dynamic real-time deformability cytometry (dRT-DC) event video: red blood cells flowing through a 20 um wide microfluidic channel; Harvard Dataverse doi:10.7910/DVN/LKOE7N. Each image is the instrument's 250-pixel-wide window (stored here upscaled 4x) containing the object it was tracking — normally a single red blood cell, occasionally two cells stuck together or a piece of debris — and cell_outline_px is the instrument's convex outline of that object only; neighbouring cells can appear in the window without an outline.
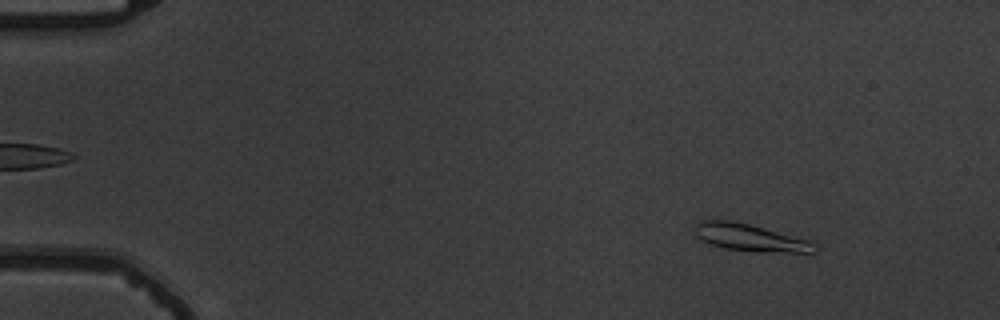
{"species": "common noctule bat (a hibernating species)", "species_latin": "Nyctalus noctula", "temperature_condition": "warm", "stored_images_in_passage": 56, "camera_frame_rate_fps": 3000, "um_per_image_px": 0.085, "animal": {"sex": "male", "body_mass_g": 19.5, "forearm_length_mm": 54.6}, "frame": {"image": 1, "passage_image": 7, "time_ms": 2.0, "image_size_px": [1000, 320], "cell_outline_px": [[816, 252], [756, 252], [724, 248], [700, 240], [696, 236], [692, 228], [700, 220], [728, 220], [748, 224], [812, 240], [816, 248]], "centroid_in_image_um": [63.73, 20.2], "position_along_channel_um": 21.3, "area_um2": 19.07}}
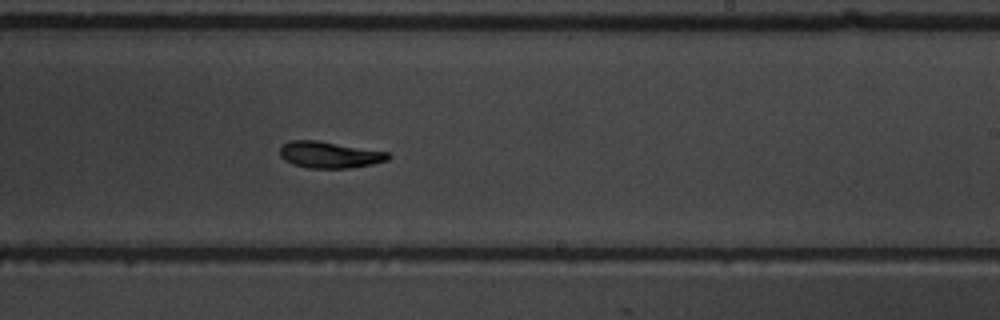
{"frame": {"image": 2, "passage_image": 35, "time_ms": 11.333, "image_size_px": [1000, 320], "cell_outline_px": [[392, 156], [388, 160], [372, 164], [348, 168], [308, 168], [292, 164], [284, 160], [280, 156], [280, 148], [288, 140], [316, 140], [388, 152]], "centroid_in_image_um": [27.99, 13.16], "position_along_channel_um": 261.0, "area_um2": 16.7}}
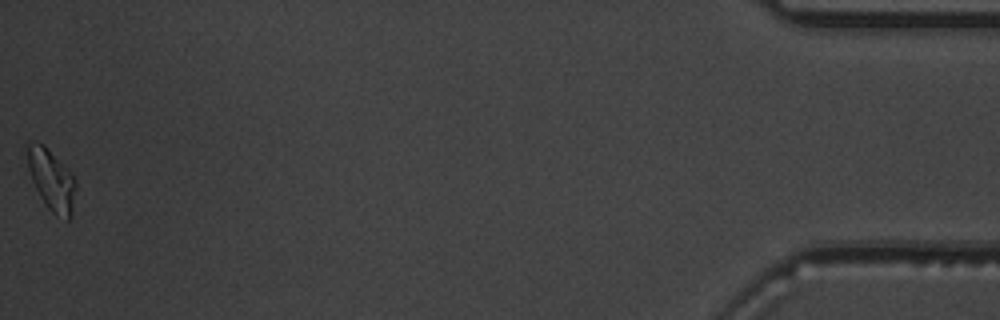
{"frame": {"image": 3, "passage_image": 56, "time_ms": 18.333, "image_size_px": [1000, 320], "cell_outline_px": [[76, 188], [68, 220], [56, 216], [48, 208], [40, 196], [32, 180], [28, 168], [24, 144], [28, 140], [36, 140], [44, 144], [72, 172], [76, 180]], "centroid_in_image_um": [4.33, 15.17], "position_along_channel_um": 430.9, "area_um2": 17.57}, "authors_computed_cell_mechanics": {"area_um2": 17.051, "velocity_mm_per_s": 3.6867, "shape_relaxation_time_tau1_ms": 4.391, "shape_relaxation_time_tau2_ms": 3.5529, "deformation_change_tau1": 0.1644, "deformation_change_tau2": 0.0944}}